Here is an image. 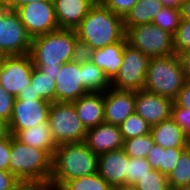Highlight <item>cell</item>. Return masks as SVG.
Instances as JSON below:
<instances>
[{"label": "cell", "instance_id": "1", "mask_svg": "<svg viewBox=\"0 0 190 190\" xmlns=\"http://www.w3.org/2000/svg\"><path fill=\"white\" fill-rule=\"evenodd\" d=\"M29 55L34 67L44 74L58 76L63 63L83 54L75 29L59 28L32 38Z\"/></svg>", "mask_w": 190, "mask_h": 190}, {"label": "cell", "instance_id": "2", "mask_svg": "<svg viewBox=\"0 0 190 190\" xmlns=\"http://www.w3.org/2000/svg\"><path fill=\"white\" fill-rule=\"evenodd\" d=\"M75 31L83 55L125 37L123 18L103 5L92 6Z\"/></svg>", "mask_w": 190, "mask_h": 190}, {"label": "cell", "instance_id": "3", "mask_svg": "<svg viewBox=\"0 0 190 190\" xmlns=\"http://www.w3.org/2000/svg\"><path fill=\"white\" fill-rule=\"evenodd\" d=\"M98 155L85 142L58 145L52 158L51 187L60 188L66 181L97 173Z\"/></svg>", "mask_w": 190, "mask_h": 190}, {"label": "cell", "instance_id": "4", "mask_svg": "<svg viewBox=\"0 0 190 190\" xmlns=\"http://www.w3.org/2000/svg\"><path fill=\"white\" fill-rule=\"evenodd\" d=\"M52 158L46 150L23 144L11 134L9 171L21 182L48 186Z\"/></svg>", "mask_w": 190, "mask_h": 190}, {"label": "cell", "instance_id": "5", "mask_svg": "<svg viewBox=\"0 0 190 190\" xmlns=\"http://www.w3.org/2000/svg\"><path fill=\"white\" fill-rule=\"evenodd\" d=\"M185 81L180 56L154 57L150 58L143 89L174 101Z\"/></svg>", "mask_w": 190, "mask_h": 190}, {"label": "cell", "instance_id": "6", "mask_svg": "<svg viewBox=\"0 0 190 190\" xmlns=\"http://www.w3.org/2000/svg\"><path fill=\"white\" fill-rule=\"evenodd\" d=\"M48 124L56 145L84 142L87 130L83 126L73 102H53Z\"/></svg>", "mask_w": 190, "mask_h": 190}, {"label": "cell", "instance_id": "7", "mask_svg": "<svg viewBox=\"0 0 190 190\" xmlns=\"http://www.w3.org/2000/svg\"><path fill=\"white\" fill-rule=\"evenodd\" d=\"M125 38L127 44L150 58L176 54L173 35L153 23L126 29Z\"/></svg>", "mask_w": 190, "mask_h": 190}, {"label": "cell", "instance_id": "8", "mask_svg": "<svg viewBox=\"0 0 190 190\" xmlns=\"http://www.w3.org/2000/svg\"><path fill=\"white\" fill-rule=\"evenodd\" d=\"M31 43L32 37L17 12L0 6V54L2 56L29 54Z\"/></svg>", "mask_w": 190, "mask_h": 190}, {"label": "cell", "instance_id": "9", "mask_svg": "<svg viewBox=\"0 0 190 190\" xmlns=\"http://www.w3.org/2000/svg\"><path fill=\"white\" fill-rule=\"evenodd\" d=\"M150 57L126 44L123 49V62L116 77L110 82L118 90H143Z\"/></svg>", "mask_w": 190, "mask_h": 190}, {"label": "cell", "instance_id": "10", "mask_svg": "<svg viewBox=\"0 0 190 190\" xmlns=\"http://www.w3.org/2000/svg\"><path fill=\"white\" fill-rule=\"evenodd\" d=\"M34 65L29 54L2 56L0 85L14 97L31 84Z\"/></svg>", "mask_w": 190, "mask_h": 190}, {"label": "cell", "instance_id": "11", "mask_svg": "<svg viewBox=\"0 0 190 190\" xmlns=\"http://www.w3.org/2000/svg\"><path fill=\"white\" fill-rule=\"evenodd\" d=\"M15 11L32 38L59 29L53 1L30 2Z\"/></svg>", "mask_w": 190, "mask_h": 190}, {"label": "cell", "instance_id": "12", "mask_svg": "<svg viewBox=\"0 0 190 190\" xmlns=\"http://www.w3.org/2000/svg\"><path fill=\"white\" fill-rule=\"evenodd\" d=\"M50 105L47 100H15L9 121L10 134L14 136L19 130L47 122Z\"/></svg>", "mask_w": 190, "mask_h": 190}, {"label": "cell", "instance_id": "13", "mask_svg": "<svg viewBox=\"0 0 190 190\" xmlns=\"http://www.w3.org/2000/svg\"><path fill=\"white\" fill-rule=\"evenodd\" d=\"M55 87V102H74L88 93L83 86L81 57L62 64Z\"/></svg>", "mask_w": 190, "mask_h": 190}, {"label": "cell", "instance_id": "14", "mask_svg": "<svg viewBox=\"0 0 190 190\" xmlns=\"http://www.w3.org/2000/svg\"><path fill=\"white\" fill-rule=\"evenodd\" d=\"M135 112L150 126L171 118L173 100L146 90L135 91Z\"/></svg>", "mask_w": 190, "mask_h": 190}, {"label": "cell", "instance_id": "15", "mask_svg": "<svg viewBox=\"0 0 190 190\" xmlns=\"http://www.w3.org/2000/svg\"><path fill=\"white\" fill-rule=\"evenodd\" d=\"M103 97L105 123L120 126L135 112V91L110 87Z\"/></svg>", "mask_w": 190, "mask_h": 190}, {"label": "cell", "instance_id": "16", "mask_svg": "<svg viewBox=\"0 0 190 190\" xmlns=\"http://www.w3.org/2000/svg\"><path fill=\"white\" fill-rule=\"evenodd\" d=\"M84 142L93 153L100 155L123 148L124 138L118 125L104 122L88 129Z\"/></svg>", "mask_w": 190, "mask_h": 190}, {"label": "cell", "instance_id": "17", "mask_svg": "<svg viewBox=\"0 0 190 190\" xmlns=\"http://www.w3.org/2000/svg\"><path fill=\"white\" fill-rule=\"evenodd\" d=\"M97 172L112 187L127 184L128 156L123 148L98 155Z\"/></svg>", "mask_w": 190, "mask_h": 190}, {"label": "cell", "instance_id": "18", "mask_svg": "<svg viewBox=\"0 0 190 190\" xmlns=\"http://www.w3.org/2000/svg\"><path fill=\"white\" fill-rule=\"evenodd\" d=\"M126 44L127 40L124 37L119 42L89 51L85 55L104 71L106 78L111 82L116 77L123 62V49Z\"/></svg>", "mask_w": 190, "mask_h": 190}, {"label": "cell", "instance_id": "19", "mask_svg": "<svg viewBox=\"0 0 190 190\" xmlns=\"http://www.w3.org/2000/svg\"><path fill=\"white\" fill-rule=\"evenodd\" d=\"M73 103L86 130L105 122L103 93L88 92Z\"/></svg>", "mask_w": 190, "mask_h": 190}, {"label": "cell", "instance_id": "20", "mask_svg": "<svg viewBox=\"0 0 190 190\" xmlns=\"http://www.w3.org/2000/svg\"><path fill=\"white\" fill-rule=\"evenodd\" d=\"M59 28L75 29L92 5L86 0H53Z\"/></svg>", "mask_w": 190, "mask_h": 190}, {"label": "cell", "instance_id": "21", "mask_svg": "<svg viewBox=\"0 0 190 190\" xmlns=\"http://www.w3.org/2000/svg\"><path fill=\"white\" fill-rule=\"evenodd\" d=\"M150 134L155 145H160L164 149L187 148L188 137L171 118L152 125Z\"/></svg>", "mask_w": 190, "mask_h": 190}, {"label": "cell", "instance_id": "22", "mask_svg": "<svg viewBox=\"0 0 190 190\" xmlns=\"http://www.w3.org/2000/svg\"><path fill=\"white\" fill-rule=\"evenodd\" d=\"M14 137L23 144L46 150L52 157L57 148L48 121L32 128L19 130Z\"/></svg>", "mask_w": 190, "mask_h": 190}, {"label": "cell", "instance_id": "23", "mask_svg": "<svg viewBox=\"0 0 190 190\" xmlns=\"http://www.w3.org/2000/svg\"><path fill=\"white\" fill-rule=\"evenodd\" d=\"M164 7L160 0H139L123 18L124 30L152 23L154 16Z\"/></svg>", "mask_w": 190, "mask_h": 190}, {"label": "cell", "instance_id": "24", "mask_svg": "<svg viewBox=\"0 0 190 190\" xmlns=\"http://www.w3.org/2000/svg\"><path fill=\"white\" fill-rule=\"evenodd\" d=\"M81 72L83 76V86L87 92L104 93L111 87L104 71L90 61L86 55L81 56Z\"/></svg>", "mask_w": 190, "mask_h": 190}, {"label": "cell", "instance_id": "25", "mask_svg": "<svg viewBox=\"0 0 190 190\" xmlns=\"http://www.w3.org/2000/svg\"><path fill=\"white\" fill-rule=\"evenodd\" d=\"M185 149L186 148L164 149L160 145H154L146 156V159L153 170H158L168 176L175 168V164Z\"/></svg>", "mask_w": 190, "mask_h": 190}, {"label": "cell", "instance_id": "26", "mask_svg": "<svg viewBox=\"0 0 190 190\" xmlns=\"http://www.w3.org/2000/svg\"><path fill=\"white\" fill-rule=\"evenodd\" d=\"M168 184L171 190H182L190 187V149L187 147L170 172Z\"/></svg>", "mask_w": 190, "mask_h": 190}, {"label": "cell", "instance_id": "27", "mask_svg": "<svg viewBox=\"0 0 190 190\" xmlns=\"http://www.w3.org/2000/svg\"><path fill=\"white\" fill-rule=\"evenodd\" d=\"M58 76H50L34 67L31 75V85L36 95L51 103L55 102V80Z\"/></svg>", "mask_w": 190, "mask_h": 190}, {"label": "cell", "instance_id": "28", "mask_svg": "<svg viewBox=\"0 0 190 190\" xmlns=\"http://www.w3.org/2000/svg\"><path fill=\"white\" fill-rule=\"evenodd\" d=\"M61 190H112V186L106 182L99 173L83 176L66 181Z\"/></svg>", "mask_w": 190, "mask_h": 190}, {"label": "cell", "instance_id": "29", "mask_svg": "<svg viewBox=\"0 0 190 190\" xmlns=\"http://www.w3.org/2000/svg\"><path fill=\"white\" fill-rule=\"evenodd\" d=\"M181 20L180 8L164 6L154 16L152 23L174 36Z\"/></svg>", "mask_w": 190, "mask_h": 190}, {"label": "cell", "instance_id": "30", "mask_svg": "<svg viewBox=\"0 0 190 190\" xmlns=\"http://www.w3.org/2000/svg\"><path fill=\"white\" fill-rule=\"evenodd\" d=\"M154 145L152 135L146 134L124 140L123 150L131 158H146Z\"/></svg>", "mask_w": 190, "mask_h": 190}, {"label": "cell", "instance_id": "31", "mask_svg": "<svg viewBox=\"0 0 190 190\" xmlns=\"http://www.w3.org/2000/svg\"><path fill=\"white\" fill-rule=\"evenodd\" d=\"M124 140L150 134L151 126L136 112L131 114L120 126Z\"/></svg>", "mask_w": 190, "mask_h": 190}, {"label": "cell", "instance_id": "32", "mask_svg": "<svg viewBox=\"0 0 190 190\" xmlns=\"http://www.w3.org/2000/svg\"><path fill=\"white\" fill-rule=\"evenodd\" d=\"M134 185L138 190H171L167 175L153 169L147 172Z\"/></svg>", "mask_w": 190, "mask_h": 190}, {"label": "cell", "instance_id": "33", "mask_svg": "<svg viewBox=\"0 0 190 190\" xmlns=\"http://www.w3.org/2000/svg\"><path fill=\"white\" fill-rule=\"evenodd\" d=\"M152 170L146 158H131L128 156L127 184H135L140 178Z\"/></svg>", "mask_w": 190, "mask_h": 190}, {"label": "cell", "instance_id": "34", "mask_svg": "<svg viewBox=\"0 0 190 190\" xmlns=\"http://www.w3.org/2000/svg\"><path fill=\"white\" fill-rule=\"evenodd\" d=\"M174 37V49L179 56L190 49V20H181Z\"/></svg>", "mask_w": 190, "mask_h": 190}, {"label": "cell", "instance_id": "35", "mask_svg": "<svg viewBox=\"0 0 190 190\" xmlns=\"http://www.w3.org/2000/svg\"><path fill=\"white\" fill-rule=\"evenodd\" d=\"M171 119L182 129L183 133L190 135V109L181 107L175 102L171 108Z\"/></svg>", "mask_w": 190, "mask_h": 190}, {"label": "cell", "instance_id": "36", "mask_svg": "<svg viewBox=\"0 0 190 190\" xmlns=\"http://www.w3.org/2000/svg\"><path fill=\"white\" fill-rule=\"evenodd\" d=\"M15 100L16 97L8 93L0 85V118L7 122L10 121Z\"/></svg>", "mask_w": 190, "mask_h": 190}, {"label": "cell", "instance_id": "37", "mask_svg": "<svg viewBox=\"0 0 190 190\" xmlns=\"http://www.w3.org/2000/svg\"><path fill=\"white\" fill-rule=\"evenodd\" d=\"M139 0H104L103 6L124 18Z\"/></svg>", "mask_w": 190, "mask_h": 190}, {"label": "cell", "instance_id": "38", "mask_svg": "<svg viewBox=\"0 0 190 190\" xmlns=\"http://www.w3.org/2000/svg\"><path fill=\"white\" fill-rule=\"evenodd\" d=\"M11 151V134L0 139V170L9 171V158Z\"/></svg>", "mask_w": 190, "mask_h": 190}, {"label": "cell", "instance_id": "39", "mask_svg": "<svg viewBox=\"0 0 190 190\" xmlns=\"http://www.w3.org/2000/svg\"><path fill=\"white\" fill-rule=\"evenodd\" d=\"M20 183L10 171L0 170V190H13Z\"/></svg>", "mask_w": 190, "mask_h": 190}, {"label": "cell", "instance_id": "40", "mask_svg": "<svg viewBox=\"0 0 190 190\" xmlns=\"http://www.w3.org/2000/svg\"><path fill=\"white\" fill-rule=\"evenodd\" d=\"M174 102L181 106L190 109V81L186 80L182 89L178 93V96Z\"/></svg>", "mask_w": 190, "mask_h": 190}, {"label": "cell", "instance_id": "41", "mask_svg": "<svg viewBox=\"0 0 190 190\" xmlns=\"http://www.w3.org/2000/svg\"><path fill=\"white\" fill-rule=\"evenodd\" d=\"M33 99V100H45L41 99L38 95H36L35 91L32 88V85L25 87L16 97V100H24Z\"/></svg>", "mask_w": 190, "mask_h": 190}, {"label": "cell", "instance_id": "42", "mask_svg": "<svg viewBox=\"0 0 190 190\" xmlns=\"http://www.w3.org/2000/svg\"><path fill=\"white\" fill-rule=\"evenodd\" d=\"M35 1L40 2V1H53V0H8L3 6H5L10 10H16L27 3Z\"/></svg>", "mask_w": 190, "mask_h": 190}, {"label": "cell", "instance_id": "43", "mask_svg": "<svg viewBox=\"0 0 190 190\" xmlns=\"http://www.w3.org/2000/svg\"><path fill=\"white\" fill-rule=\"evenodd\" d=\"M183 64L186 80L190 81V49L179 55Z\"/></svg>", "mask_w": 190, "mask_h": 190}, {"label": "cell", "instance_id": "44", "mask_svg": "<svg viewBox=\"0 0 190 190\" xmlns=\"http://www.w3.org/2000/svg\"><path fill=\"white\" fill-rule=\"evenodd\" d=\"M44 186L29 183V182H21L16 188L13 190H43Z\"/></svg>", "mask_w": 190, "mask_h": 190}, {"label": "cell", "instance_id": "45", "mask_svg": "<svg viewBox=\"0 0 190 190\" xmlns=\"http://www.w3.org/2000/svg\"><path fill=\"white\" fill-rule=\"evenodd\" d=\"M182 20H190V0H184L180 6Z\"/></svg>", "mask_w": 190, "mask_h": 190}, {"label": "cell", "instance_id": "46", "mask_svg": "<svg viewBox=\"0 0 190 190\" xmlns=\"http://www.w3.org/2000/svg\"><path fill=\"white\" fill-rule=\"evenodd\" d=\"M10 135L9 122L0 118V139Z\"/></svg>", "mask_w": 190, "mask_h": 190}, {"label": "cell", "instance_id": "47", "mask_svg": "<svg viewBox=\"0 0 190 190\" xmlns=\"http://www.w3.org/2000/svg\"><path fill=\"white\" fill-rule=\"evenodd\" d=\"M164 6L180 8L184 0H160Z\"/></svg>", "mask_w": 190, "mask_h": 190}, {"label": "cell", "instance_id": "48", "mask_svg": "<svg viewBox=\"0 0 190 190\" xmlns=\"http://www.w3.org/2000/svg\"><path fill=\"white\" fill-rule=\"evenodd\" d=\"M112 190H138L133 184H122L112 187Z\"/></svg>", "mask_w": 190, "mask_h": 190}, {"label": "cell", "instance_id": "49", "mask_svg": "<svg viewBox=\"0 0 190 190\" xmlns=\"http://www.w3.org/2000/svg\"><path fill=\"white\" fill-rule=\"evenodd\" d=\"M92 6H101L104 3V0H86Z\"/></svg>", "mask_w": 190, "mask_h": 190}, {"label": "cell", "instance_id": "50", "mask_svg": "<svg viewBox=\"0 0 190 190\" xmlns=\"http://www.w3.org/2000/svg\"><path fill=\"white\" fill-rule=\"evenodd\" d=\"M43 190H61V189L57 188V187L46 186V187H44Z\"/></svg>", "mask_w": 190, "mask_h": 190}, {"label": "cell", "instance_id": "51", "mask_svg": "<svg viewBox=\"0 0 190 190\" xmlns=\"http://www.w3.org/2000/svg\"><path fill=\"white\" fill-rule=\"evenodd\" d=\"M8 0H0V6H3Z\"/></svg>", "mask_w": 190, "mask_h": 190}, {"label": "cell", "instance_id": "52", "mask_svg": "<svg viewBox=\"0 0 190 190\" xmlns=\"http://www.w3.org/2000/svg\"><path fill=\"white\" fill-rule=\"evenodd\" d=\"M187 147L190 149V135H189L188 140H187Z\"/></svg>", "mask_w": 190, "mask_h": 190}, {"label": "cell", "instance_id": "53", "mask_svg": "<svg viewBox=\"0 0 190 190\" xmlns=\"http://www.w3.org/2000/svg\"><path fill=\"white\" fill-rule=\"evenodd\" d=\"M182 190H190V187H188V188H184V189H182Z\"/></svg>", "mask_w": 190, "mask_h": 190}]
</instances>
